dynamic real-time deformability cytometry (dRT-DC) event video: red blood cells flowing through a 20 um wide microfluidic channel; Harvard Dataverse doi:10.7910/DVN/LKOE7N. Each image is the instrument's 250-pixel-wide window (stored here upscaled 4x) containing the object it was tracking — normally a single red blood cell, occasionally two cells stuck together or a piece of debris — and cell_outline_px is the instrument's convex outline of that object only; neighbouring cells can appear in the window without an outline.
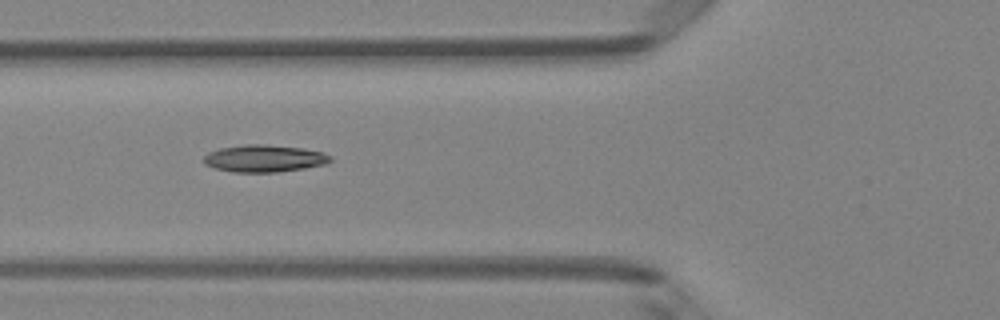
{"species": "Egyptian fruit bat (a non-hibernating species)", "species_latin": "Rousettus aegyptiacus", "temperature_condition": "room temperature", "stored_images_in_passage": 4, "camera_frame_rate_fps": 3000, "um_per_image_px": 0.085, "animal": {"sex": "female"}, "frame": {"image": 1, "passage_image": 2, "time_ms": 0.333, "image_size_px": [1000, 320], "cell_outline_px": [[332, 160], [324, 164], [304, 168], [276, 172], [232, 172], [216, 168], [204, 164], [204, 156], [208, 152], [220, 148], [244, 144], [264, 144], [304, 148], [324, 152], [332, 156]], "centroid_in_image_um": [22.47, 13.46], "position_along_channel_um": 103.3, "area_um2": 20.11}}
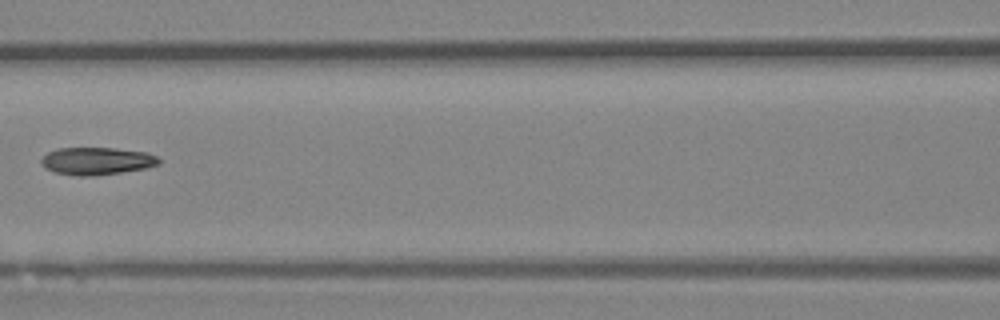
{"frame": {"image": 2, "passage_image": 3, "time_ms": 0.667, "image_size_px": [1000, 320], "cell_outline_px": [[160, 164], [148, 168], [92, 176], [76, 176], [56, 172], [48, 168], [40, 160], [48, 152], [56, 148], [116, 148], [148, 152], [156, 156], [160, 160]], "centroid_in_image_um": [8.28, 13.68], "position_along_channel_um": 158.3, "area_um2": 18.79}}
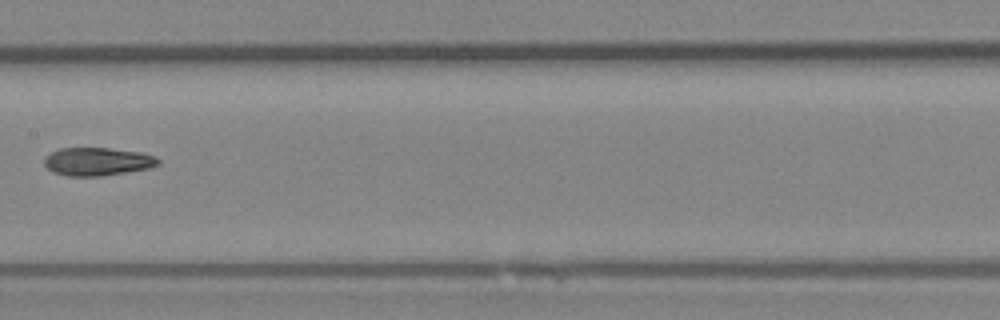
{"frame": {"image": 3, "passage_image": 4, "time_ms": 1.0, "image_size_px": [1000, 320], "cell_outline_px": [[160, 164], [152, 168], [100, 176], [68, 176], [52, 172], [44, 164], [44, 160], [52, 152], [60, 148], [108, 148], [144, 152], [156, 156], [160, 160]], "centroid_in_image_um": [8.35, 13.73], "position_along_channel_um": 199.1, "area_um2": 18.79}}